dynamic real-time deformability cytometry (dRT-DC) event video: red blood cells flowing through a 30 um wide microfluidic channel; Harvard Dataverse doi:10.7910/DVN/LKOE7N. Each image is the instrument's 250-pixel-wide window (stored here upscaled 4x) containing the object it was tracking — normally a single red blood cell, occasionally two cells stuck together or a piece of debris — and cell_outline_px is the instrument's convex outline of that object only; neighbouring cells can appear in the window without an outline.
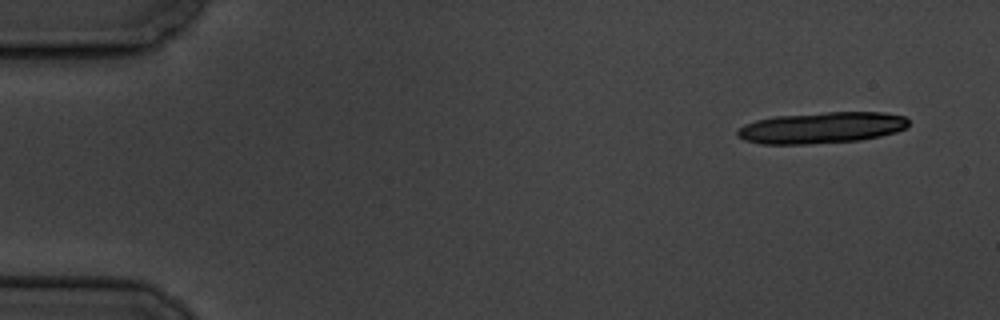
{"species": "common noctule bat (a hibernating species)", "species_latin": "Nyctalus noctula", "temperature_condition": "cold", "stored_images_in_passage": 7, "camera_frame_rate_fps": 3000, "um_per_image_px": 0.085, "animal": {"sex": "male", "body_mass_g": 19.5, "forearm_length_mm": 54.6}, "frame": {"image": 1, "passage_image": 1, "time_ms": 0.0, "image_size_px": [1000, 320], "cell_outline_px": [[908, 124], [904, 128], [896, 132], [880, 136], [860, 140], [804, 144], [760, 144], [744, 140], [736, 136], [736, 132], [744, 124], [756, 120], [776, 116], [828, 112], [884, 112], [904, 116], [908, 120]], "centroid_in_image_um": [69.81, 10.86], "position_along_channel_um": 15.2, "area_um2": 31.15}}